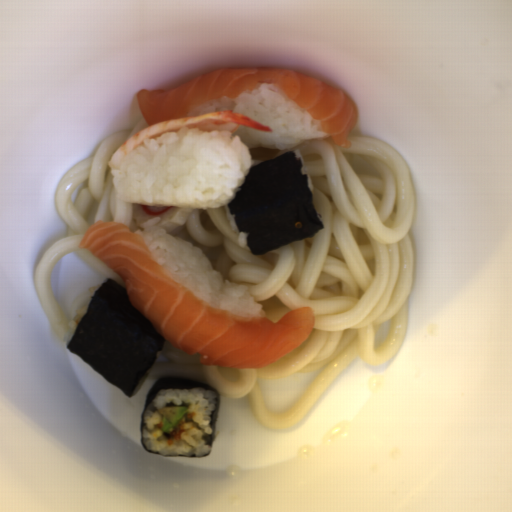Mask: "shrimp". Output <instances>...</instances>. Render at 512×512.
<instances>
[{
    "instance_id": "obj_1",
    "label": "shrimp",
    "mask_w": 512,
    "mask_h": 512,
    "mask_svg": "<svg viewBox=\"0 0 512 512\" xmlns=\"http://www.w3.org/2000/svg\"><path fill=\"white\" fill-rule=\"evenodd\" d=\"M243 127L270 134L273 132L262 123L233 110L186 116L137 130L113 153L109 159V166L117 170L121 160L135 149L142 147L144 141L159 138L165 132L178 133L183 129H190L209 134L213 131H228L236 134Z\"/></svg>"
}]
</instances>
